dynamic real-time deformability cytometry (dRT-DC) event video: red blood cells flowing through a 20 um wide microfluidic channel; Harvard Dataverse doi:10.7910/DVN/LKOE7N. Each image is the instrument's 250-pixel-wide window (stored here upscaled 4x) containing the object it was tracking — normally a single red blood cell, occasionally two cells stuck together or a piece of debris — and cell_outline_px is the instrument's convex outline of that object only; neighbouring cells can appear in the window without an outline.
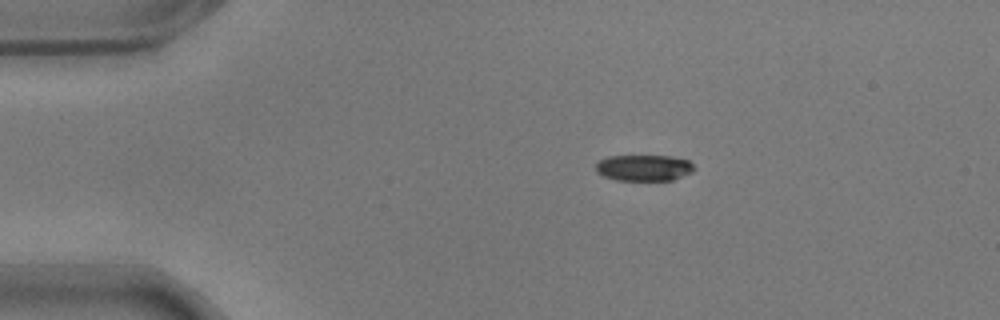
{"species": "common noctule bat (a hibernating species)", "species_latin": "Nyctalus noctula", "temperature_condition": "warm", "stored_images_in_passage": 47, "camera_frame_rate_fps": 3000, "um_per_image_px": 0.085, "animal": {"sex": "male", "body_mass_g": 17.9}, "frame": {"image": 1, "passage_image": 1, "time_ms": 0.0, "image_size_px": [1000, 320], "cell_outline_px": [[696, 168], [692, 172], [672, 180], [616, 180], [604, 176], [596, 172], [596, 160], [608, 156], [672, 156], [688, 160]], "centroid_in_image_um": [54.71, 14.25], "position_along_channel_um": 30.3, "area_um2": 15.09}}
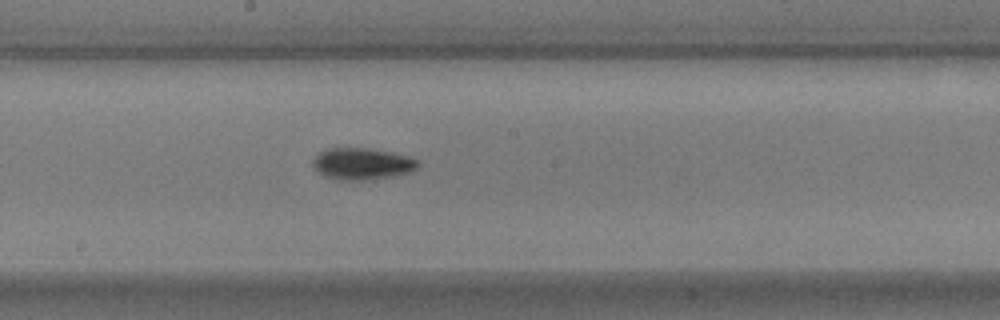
{"frame": {"image": 2, "passage_image": 21, "time_ms": 6.667, "image_size_px": [1000, 320], "cell_outline_px": [[420, 164], [412, 172], [396, 176], [364, 180], [340, 180], [324, 176], [312, 164], [312, 160], [320, 152], [328, 148], [368, 148], [392, 152], [408, 156], [420, 160]], "centroid_in_image_um": [30.83, 13.92], "position_along_channel_um": 217.4, "area_um2": 19.54}}
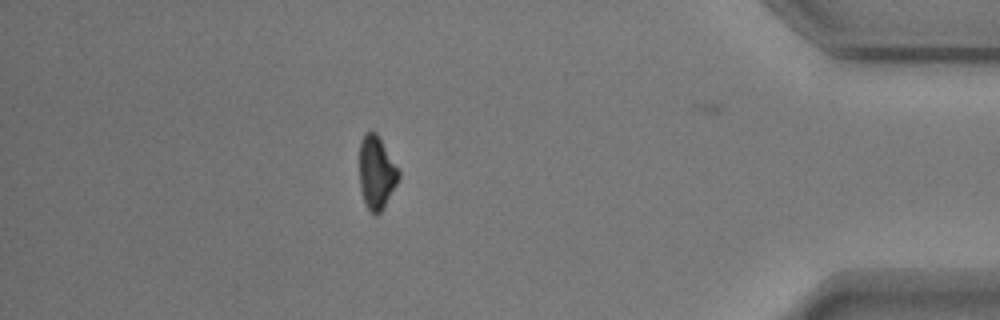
{"frame": {"image": 3, "passage_image": 40, "time_ms": 13.0, "image_size_px": [1000, 320], "cell_outline_px": [[400, 176], [396, 184], [380, 212], [376, 216], [372, 216], [364, 204], [360, 188], [360, 140], [364, 132], [376, 132], [380, 136], [400, 172]], "centroid_in_image_um": [31.98, 14.66], "position_along_channel_um": 403.2, "area_um2": 16.82}, "authors_computed_cell_mechanics": {"area_um2": 17.5712, "velocity_mm_per_s": 3.6008, "shape_relaxation_time_tau1_ms": 3.43, "shape_relaxation_time_tau2_ms": null, "deformation_change_tau1": 0.1376, "deformation_change_tau2": null}}